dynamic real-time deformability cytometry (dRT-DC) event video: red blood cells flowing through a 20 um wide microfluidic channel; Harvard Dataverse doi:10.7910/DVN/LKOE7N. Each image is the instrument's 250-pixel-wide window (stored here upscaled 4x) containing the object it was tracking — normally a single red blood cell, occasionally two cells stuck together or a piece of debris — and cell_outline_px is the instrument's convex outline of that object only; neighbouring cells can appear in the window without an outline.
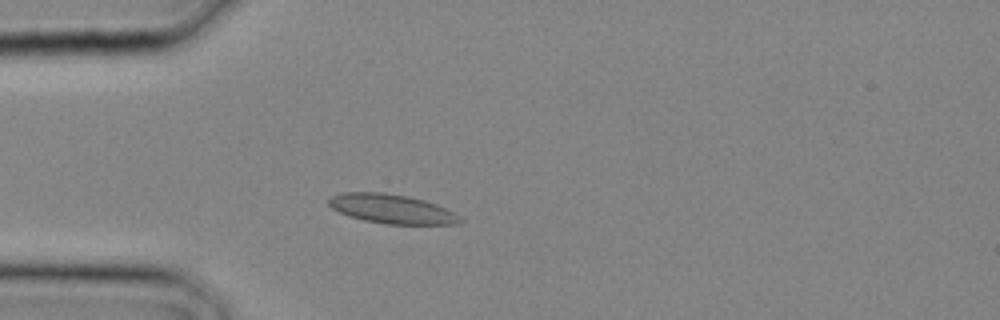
{"species": "common noctule bat (a hibernating species)", "species_latin": "Nyctalus noctula", "temperature_condition": "cold", "stored_images_in_passage": 2, "camera_frame_rate_fps": 3000, "um_per_image_px": 0.085, "animal": {"sex": "male", "body_mass_g": 20.4}, "frame": {"image": 1, "passage_image": 2, "time_ms": 0.333, "image_size_px": [1000, 320], "cell_outline_px": [[464, 220], [460, 224], [384, 224], [364, 220], [348, 216], [332, 208], [328, 204], [328, 200], [332, 196], [344, 192], [384, 192], [408, 196], [424, 200], [436, 204], [460, 216]], "centroid_in_image_um": [33.3, 17.76], "position_along_channel_um": 51.7, "area_um2": 22.37}}